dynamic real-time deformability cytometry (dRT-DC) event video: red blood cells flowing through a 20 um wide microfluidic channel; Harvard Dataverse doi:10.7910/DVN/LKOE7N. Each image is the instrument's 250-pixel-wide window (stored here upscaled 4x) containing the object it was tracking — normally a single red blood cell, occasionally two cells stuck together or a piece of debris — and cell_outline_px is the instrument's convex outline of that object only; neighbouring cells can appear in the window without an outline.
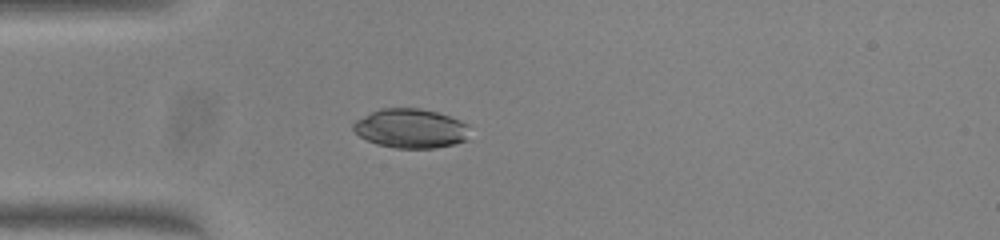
{"species": "common noctule bat (a hibernating species)", "species_latin": "Nyctalus noctula", "temperature_condition": "warm", "stored_images_in_passage": 37, "camera_frame_rate_fps": 3000, "um_per_image_px": 0.085, "animal": {"sex": "female", "body_mass_g": 23.0, "forearm_length_mm": 53.4}, "frame": {"image": 1, "passage_image": 1, "time_ms": 0.0, "image_size_px": [1000, 240], "cell_outline_px": [[468, 140], [436, 148], [396, 148], [376, 144], [360, 136], [352, 128], [352, 124], [356, 120], [380, 108], [420, 108], [436, 112], [460, 120], [468, 124]], "centroid_in_image_um": [34.92, 10.92], "position_along_channel_um": 50.1, "area_um2": 26.59}}
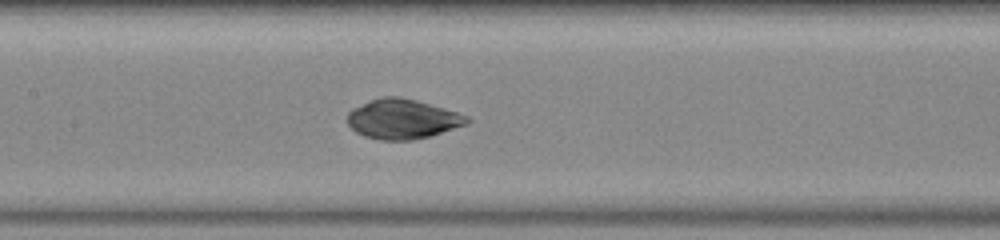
{"frame": {"image": 2, "passage_image": 11, "time_ms": 3.333, "image_size_px": [1000, 240], "cell_outline_px": [[472, 120], [468, 124], [428, 136], [412, 140], [380, 140], [364, 136], [356, 132], [348, 124], [348, 112], [352, 108], [380, 96], [396, 96], [416, 100], [444, 108], [468, 116]], "centroid_in_image_um": [34.2, 10.11], "position_along_channel_um": 173.2, "area_um2": 27.57}}
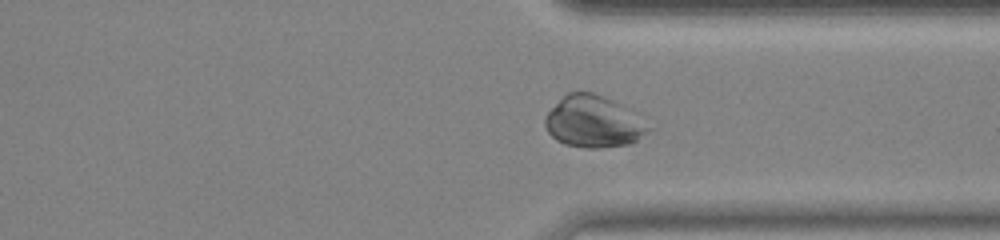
{"frame": {"image": 3, "passage_image": 25, "time_ms": 8.0, "image_size_px": [1000, 240], "cell_outline_px": [[652, 128], [648, 132], [636, 140], [628, 144], [600, 148], [584, 148], [564, 144], [556, 140], [548, 132], [544, 124], [544, 116], [568, 92], [592, 92], [604, 96]], "centroid_in_image_um": [50.36, 10.38], "position_along_channel_um": 361.0, "area_um2": 30.29}, "authors_computed_cell_mechanics": {"area_um2": 28.0908, "velocity_mm_per_s": 4.0314, "shape_relaxation_time_tau1_ms": 8.196, "shape_relaxation_time_tau2_ms": null, "deformation_change_tau1": 0.2542, "deformation_change_tau2": null}}